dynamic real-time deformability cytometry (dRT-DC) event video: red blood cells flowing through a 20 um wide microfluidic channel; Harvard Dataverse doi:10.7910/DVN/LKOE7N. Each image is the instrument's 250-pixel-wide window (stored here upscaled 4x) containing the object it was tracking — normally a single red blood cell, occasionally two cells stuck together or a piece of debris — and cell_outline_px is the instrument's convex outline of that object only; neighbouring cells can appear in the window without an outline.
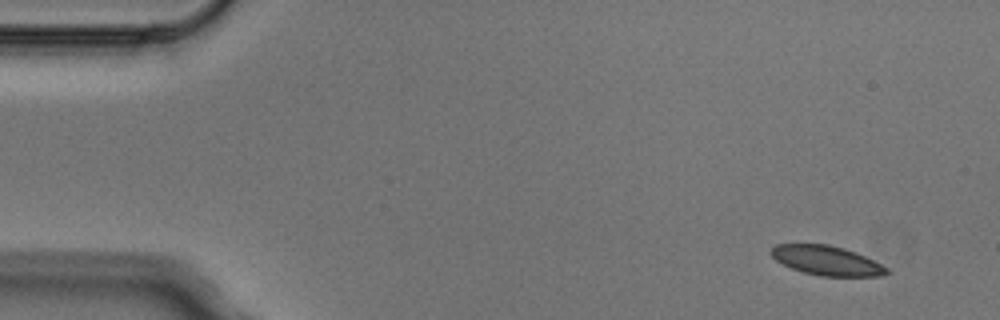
{"species": "Egyptian fruit bat (a non-hibernating species)", "species_latin": "Rousettus aegyptiacus", "temperature_condition": "cold", "stored_images_in_passage": 4, "camera_frame_rate_fps": 3000, "um_per_image_px": 0.085, "animal": {"sex": "male"}, "frame": {"image": 1, "passage_image": 1, "time_ms": 0.0, "image_size_px": [1000, 320], "cell_outline_px": [[892, 272], [880, 276], [820, 276], [804, 272], [792, 268], [776, 260], [768, 252], [776, 244], [828, 244], [844, 248], [856, 252], [888, 268]], "centroid_in_image_um": [70.27, 22.14], "position_along_channel_um": 14.7, "area_um2": 19.77}}
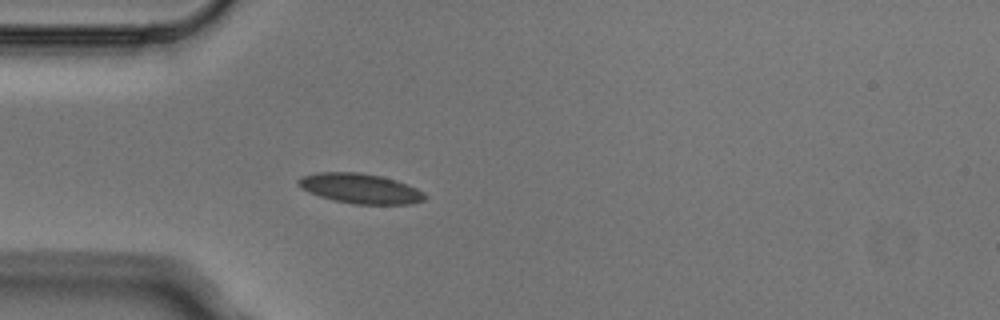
{"frame": {"image": 2, "passage_image": 4, "time_ms": 1.0, "image_size_px": [1000, 320], "cell_outline_px": [[428, 196], [424, 200], [412, 204], [352, 204], [320, 196], [308, 192], [300, 188], [296, 184], [296, 180], [304, 176], [316, 172], [360, 172], [380, 176], [396, 180], [408, 184], [424, 192]], "centroid_in_image_um": [30.63, 16.02], "position_along_channel_um": 54.4, "area_um2": 22.2}}